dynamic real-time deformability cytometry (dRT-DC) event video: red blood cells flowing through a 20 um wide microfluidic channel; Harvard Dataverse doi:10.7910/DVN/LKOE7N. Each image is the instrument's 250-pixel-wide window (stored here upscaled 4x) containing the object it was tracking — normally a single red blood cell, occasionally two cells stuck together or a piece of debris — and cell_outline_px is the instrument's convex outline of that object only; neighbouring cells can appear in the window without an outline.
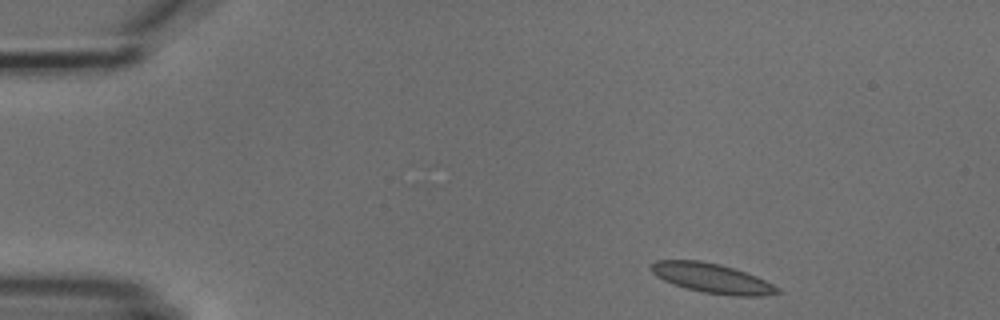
{"species": "common noctule bat (a hibernating species)", "species_latin": "Nyctalus noctula", "temperature_condition": "cold", "stored_images_in_passage": 5, "camera_frame_rate_fps": 3000, "um_per_image_px": 0.085, "animal": {"sex": "male", "body_mass_g": 18.8}, "frame": {"image": 1, "passage_image": 1, "time_ms": 0.0, "image_size_px": [1000, 320], "cell_outline_px": [[780, 292], [764, 296], [732, 296], [704, 292], [684, 288], [664, 280], [656, 276], [652, 272], [652, 264], [656, 260], [700, 260], [720, 264], [756, 276], [780, 288]], "centroid_in_image_um": [60.53, 23.65], "position_along_channel_um": 24.5, "area_um2": 21.62}}
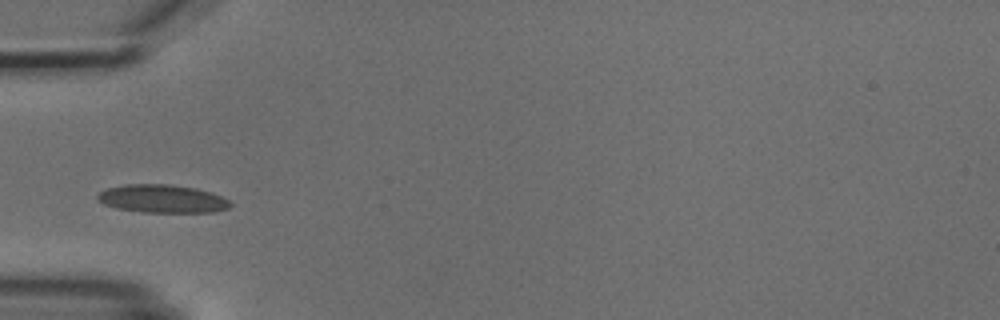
{"frame": {"image": 2, "passage_image": 4, "time_ms": 3.333, "image_size_px": [1000, 320], "cell_outline_px": [[232, 204], [228, 208], [212, 212], [144, 212], [116, 208], [104, 204], [96, 200], [96, 196], [100, 192], [108, 188], [124, 184], [168, 184], [196, 188], [212, 192], [228, 200]], "centroid_in_image_um": [13.77, 16.89], "position_along_channel_um": 71.2, "area_um2": 21.73}}